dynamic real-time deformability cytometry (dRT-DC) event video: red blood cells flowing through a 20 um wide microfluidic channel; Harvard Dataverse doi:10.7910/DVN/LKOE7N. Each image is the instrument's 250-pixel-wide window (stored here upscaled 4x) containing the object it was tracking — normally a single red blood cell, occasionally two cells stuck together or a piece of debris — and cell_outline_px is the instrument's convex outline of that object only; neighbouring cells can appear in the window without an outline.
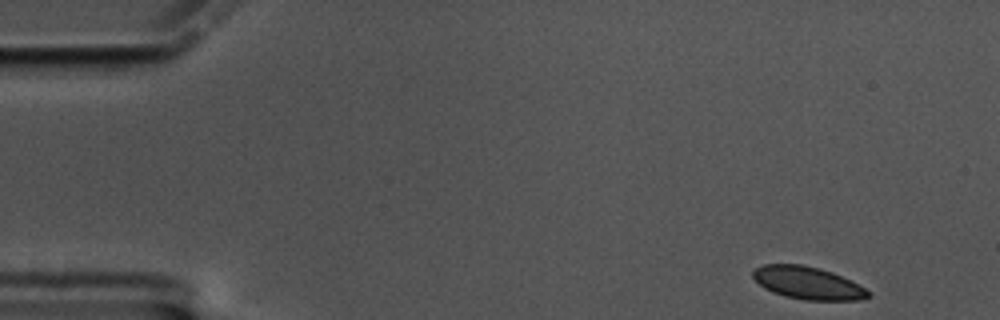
{"species": "common noctule bat (a hibernating species)", "species_latin": "Nyctalus noctula", "temperature_condition": "cold", "stored_images_in_passage": 56, "camera_frame_rate_fps": 3000, "um_per_image_px": 0.085, "animal": {"sex": "male", "body_mass_g": 17.5, "forearm_length_mm": 52.3}, "frame": {"image": 1, "passage_image": 1, "time_ms": 0.0, "image_size_px": [1000, 320], "cell_outline_px": [[872, 296], [860, 300], [804, 300], [784, 296], [772, 292], [764, 288], [752, 276], [752, 272], [756, 268], [764, 264], [804, 264], [820, 268], [832, 272], [872, 292]], "centroid_in_image_um": [68.65, 24.05], "position_along_channel_um": 16.3, "area_um2": 21.85}}
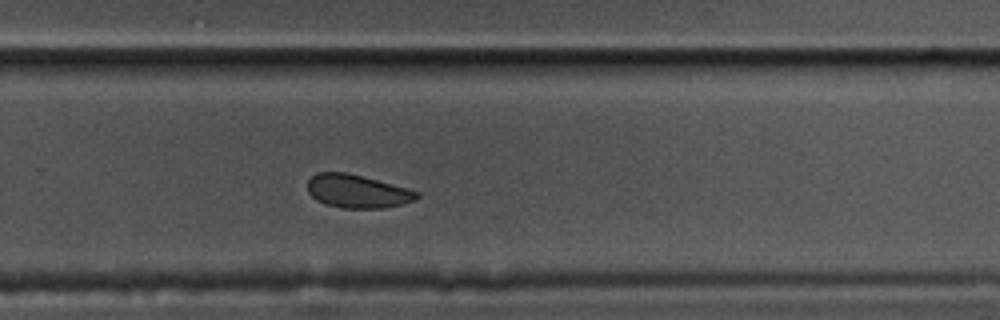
{"frame": {"image": 2, "passage_image": 36, "time_ms": 11.667, "image_size_px": [1000, 320], "cell_outline_px": [[420, 196], [416, 200], [384, 208], [340, 208], [324, 204], [316, 200], [308, 192], [308, 180], [316, 172], [348, 172], [420, 192]], "centroid_in_image_um": [30.35, 16.26], "position_along_channel_um": 299.5, "area_um2": 21.21}}
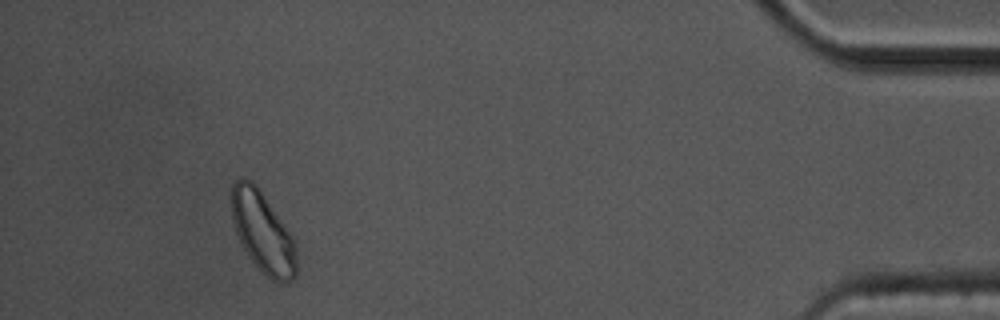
{"frame": {"image": 3, "passage_image": 52, "time_ms": 17.0, "image_size_px": [1000, 320], "cell_outline_px": [[296, 276], [288, 284], [280, 284], [272, 280], [260, 272], [248, 256], [240, 244], [232, 220], [232, 184], [240, 176], [252, 180], [256, 184], [292, 236], [296, 256]], "centroid_in_image_um": [22.32, 19.78], "position_along_channel_um": 412.9, "area_um2": 30.75}, "authors_computed_cell_mechanics": {"area_um2": 22.5998, "velocity_mm_per_s": 3.3071, "shape_relaxation_time_tau1_ms": 5.0631, "shape_relaxation_time_tau2_ms": 3.5163, "deformation_change_tau1": 0.0882, "deformation_change_tau2": 0.0544}}